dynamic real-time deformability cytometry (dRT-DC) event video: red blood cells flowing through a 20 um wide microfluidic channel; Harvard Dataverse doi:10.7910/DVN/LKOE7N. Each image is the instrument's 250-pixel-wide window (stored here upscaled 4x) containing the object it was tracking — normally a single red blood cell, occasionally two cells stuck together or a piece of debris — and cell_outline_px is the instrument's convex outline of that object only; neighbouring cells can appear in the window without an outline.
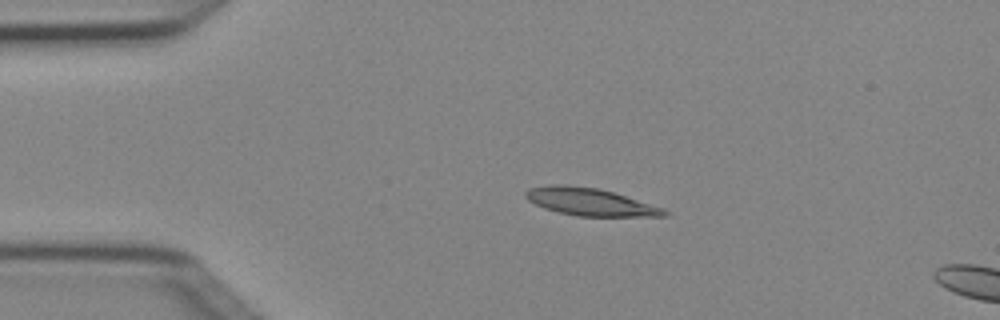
{"species": "Egyptian fruit bat (a non-hibernating species)", "species_latin": "Rousettus aegyptiacus", "temperature_condition": "cold", "stored_images_in_passage": 4, "camera_frame_rate_fps": 3000, "um_per_image_px": 0.085, "animal": {"sex": "female"}, "frame": {"image": 1, "passage_image": 2, "time_ms": 0.333, "image_size_px": [1000, 320], "cell_outline_px": [[672, 212], [668, 216], [576, 216], [544, 208], [528, 200], [524, 196], [524, 192], [528, 188], [548, 184], [564, 184], [600, 188], [664, 208]], "centroid_in_image_um": [50.15, 17.15], "position_along_channel_um": 34.8, "area_um2": 22.37}}